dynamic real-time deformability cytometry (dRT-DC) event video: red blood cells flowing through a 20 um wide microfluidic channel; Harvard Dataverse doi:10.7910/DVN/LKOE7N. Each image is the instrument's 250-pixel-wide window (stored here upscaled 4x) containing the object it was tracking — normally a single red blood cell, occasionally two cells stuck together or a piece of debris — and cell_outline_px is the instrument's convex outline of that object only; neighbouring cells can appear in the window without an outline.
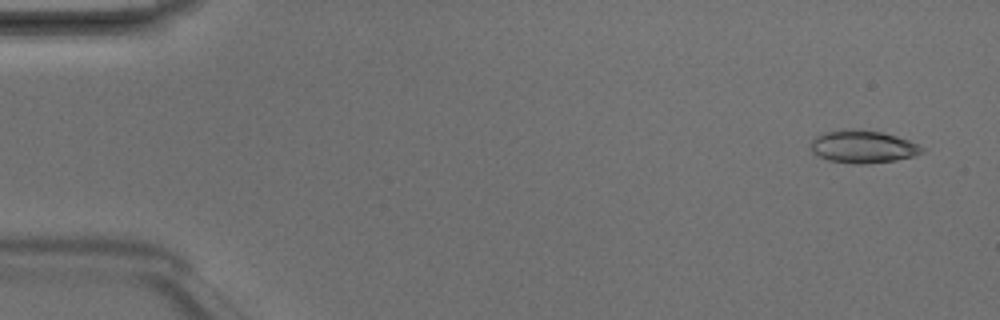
{"species": "Egyptian fruit bat (a non-hibernating species)", "species_latin": "Rousettus aegyptiacus", "temperature_condition": "room temperature", "stored_images_in_passage": 4, "camera_frame_rate_fps": 3000, "um_per_image_px": 0.085, "animal": {"sex": "male"}, "frame": {"image": 1, "passage_image": 1, "time_ms": 0.0, "image_size_px": [1000, 320], "cell_outline_px": [[924, 152], [916, 156], [896, 160], [864, 164], [852, 164], [828, 160], [812, 152], [808, 148], [808, 144], [816, 136], [824, 132], [848, 128], [856, 128], [880, 132], [896, 136], [908, 140], [924, 148]], "centroid_in_image_um": [73.31, 12.46], "position_along_channel_um": 11.7, "area_um2": 21.44}}
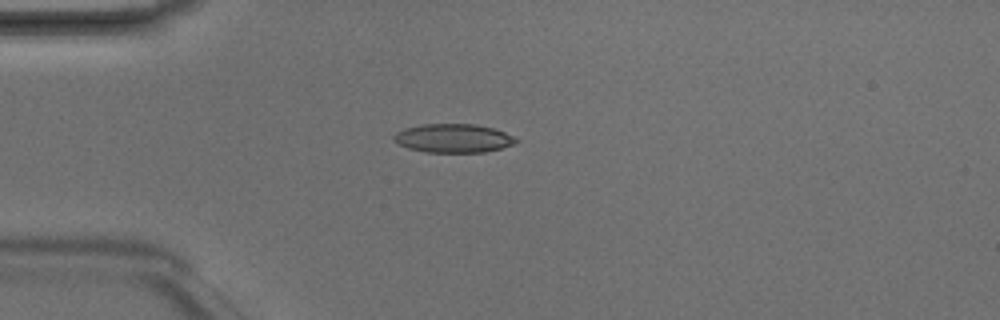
{"frame": {"image": 2, "passage_image": 3, "time_ms": 0.667, "image_size_px": [1000, 320], "cell_outline_px": [[520, 140], [512, 144], [500, 148], [484, 152], [428, 152], [408, 148], [392, 140], [392, 136], [396, 132], [404, 128], [424, 124], [476, 124], [492, 128], [504, 132]], "centroid_in_image_um": [38.5, 11.74], "position_along_channel_um": 46.5, "area_um2": 20.29}}